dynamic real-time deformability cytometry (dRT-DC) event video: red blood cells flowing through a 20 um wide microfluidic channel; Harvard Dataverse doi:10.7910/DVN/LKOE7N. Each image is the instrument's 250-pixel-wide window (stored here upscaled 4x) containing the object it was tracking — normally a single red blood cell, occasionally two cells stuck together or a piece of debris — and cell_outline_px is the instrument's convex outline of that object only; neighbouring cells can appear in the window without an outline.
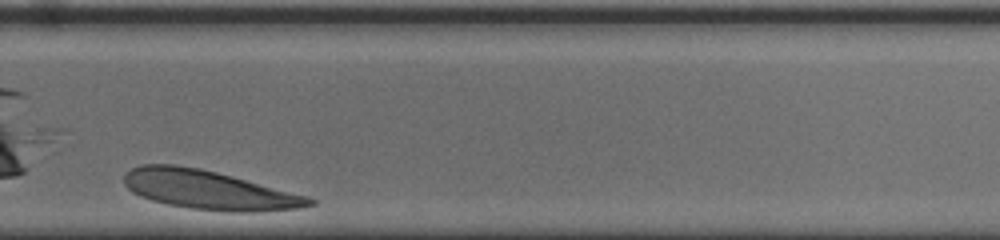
{"species": "human", "species_latin": "Homo sapiens", "temperature_condition": "cold", "stored_images_in_passage": 26, "camera_frame_rate_fps": 3000, "um_per_image_px": 0.085, "donor": {"sex": "female"}, "frame": {"image": 1, "passage_image": 22, "time_ms": 7.0, "image_size_px": [1000, 240], "cell_outline_px": [[316, 204], [300, 208], [252, 212], [232, 212], [188, 208], [168, 204], [152, 200], [140, 196], [132, 192], [124, 184], [124, 172], [140, 164], [176, 164], [200, 168], [232, 176], [308, 196], [316, 200]], "centroid_in_image_um": [17.73, 16.14], "position_along_channel_um": 312.1, "area_um2": 42.19}}